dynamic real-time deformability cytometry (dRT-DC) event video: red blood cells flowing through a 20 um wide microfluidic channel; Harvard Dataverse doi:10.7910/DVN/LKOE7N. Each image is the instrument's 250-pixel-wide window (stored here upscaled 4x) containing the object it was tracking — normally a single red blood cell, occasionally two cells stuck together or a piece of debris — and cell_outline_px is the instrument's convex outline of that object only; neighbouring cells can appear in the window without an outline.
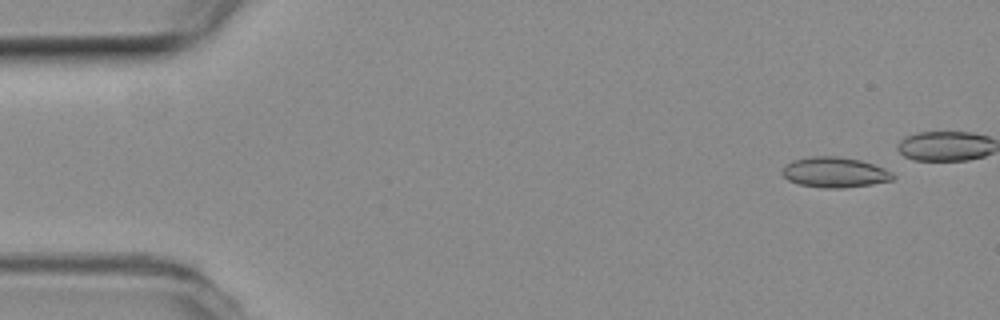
{"species": "common noctule bat (a hibernating species)", "species_latin": "Nyctalus noctula", "temperature_condition": "room temperature", "stored_images_in_passage": 40, "camera_frame_rate_fps": 3000, "um_per_image_px": 0.085, "animal": {"sex": "female", "body_mass_g": 19.3, "forearm_length_mm": 54.1}, "frame": {"image": 1, "passage_image": 1, "time_ms": 0.0, "image_size_px": [1000, 320], "cell_outline_px": [[896, 176], [892, 180], [872, 184], [844, 188], [824, 188], [800, 184], [788, 180], [780, 172], [784, 164], [792, 160], [808, 156], [836, 156], [860, 160], [884, 168], [892, 172]], "centroid_in_image_um": [70.92, 14.64], "position_along_channel_um": 14.1, "area_um2": 19.71}}
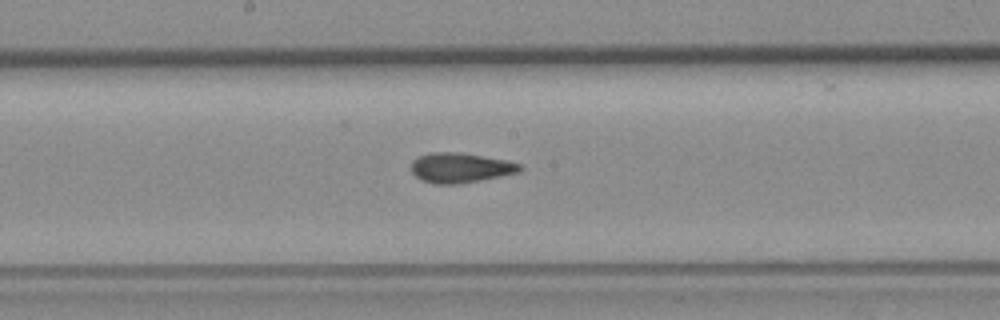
{"frame": {"image": 2, "passage_image": 25, "time_ms": 8.0, "image_size_px": [1000, 320], "cell_outline_px": [[524, 168], [520, 172], [480, 180], [456, 184], [432, 184], [420, 180], [412, 172], [412, 160], [416, 156], [432, 152], [460, 152], [508, 160], [520, 164]], "centroid_in_image_um": [39.12, 14.25], "position_along_channel_um": 209.1, "area_um2": 19.13}}
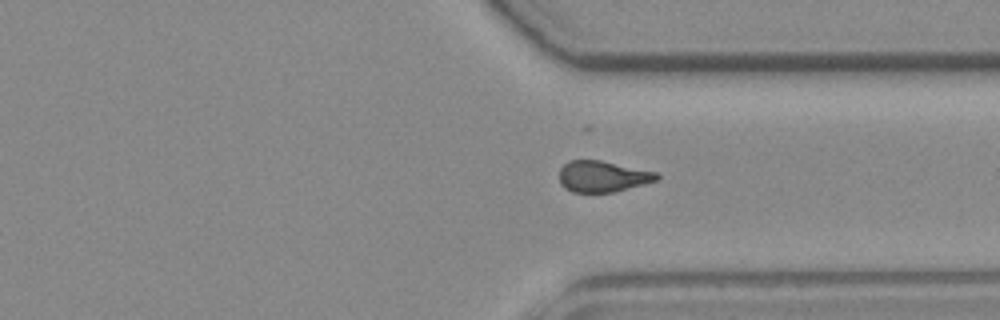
{"frame": {"image": 3, "passage_image": 37, "time_ms": 12.0, "image_size_px": [1000, 320], "cell_outline_px": [[660, 176], [656, 180], [612, 192], [572, 192], [564, 188], [560, 184], [560, 168], [568, 160], [600, 160], [660, 172]], "centroid_in_image_um": [51.21, 14.98], "position_along_channel_um": 360.2, "area_um2": 17.69}}